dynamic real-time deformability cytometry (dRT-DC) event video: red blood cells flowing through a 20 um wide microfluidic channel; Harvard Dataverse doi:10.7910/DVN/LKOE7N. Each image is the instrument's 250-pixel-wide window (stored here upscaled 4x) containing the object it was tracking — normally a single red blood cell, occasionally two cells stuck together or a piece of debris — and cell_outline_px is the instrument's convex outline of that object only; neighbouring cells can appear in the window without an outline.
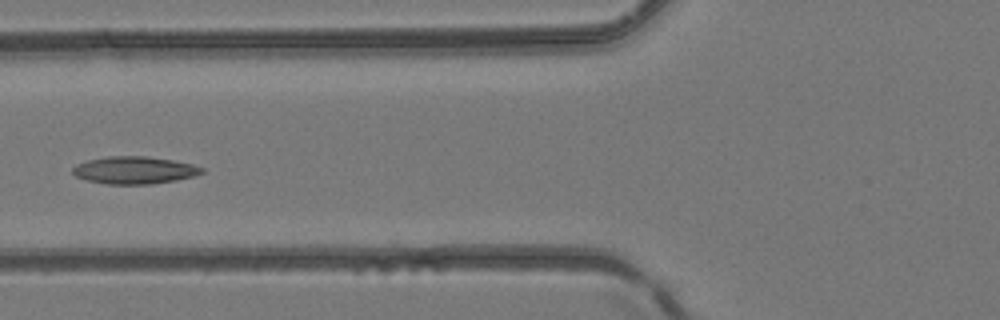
{"species": "common noctule bat (a hibernating species)", "species_latin": "Nyctalus noctula", "temperature_condition": "room temperature", "stored_images_in_passage": 10, "camera_frame_rate_fps": 3000, "um_per_image_px": 0.085, "animal": {"sex": "female", "body_mass_g": 24.6, "forearm_length_mm": 56.2}, "frame": {"image": 1, "passage_image": 4, "time_ms": 1.0, "image_size_px": [1000, 320], "cell_outline_px": [[204, 172], [192, 176], [176, 180], [152, 184], [108, 184], [88, 180], [76, 176], [72, 172], [72, 168], [76, 164], [88, 160], [108, 156], [144, 156], [172, 160], [192, 164], [204, 168]], "centroid_in_image_um": [11.42, 14.46], "position_along_channel_um": 114.4, "area_um2": 20.46}}